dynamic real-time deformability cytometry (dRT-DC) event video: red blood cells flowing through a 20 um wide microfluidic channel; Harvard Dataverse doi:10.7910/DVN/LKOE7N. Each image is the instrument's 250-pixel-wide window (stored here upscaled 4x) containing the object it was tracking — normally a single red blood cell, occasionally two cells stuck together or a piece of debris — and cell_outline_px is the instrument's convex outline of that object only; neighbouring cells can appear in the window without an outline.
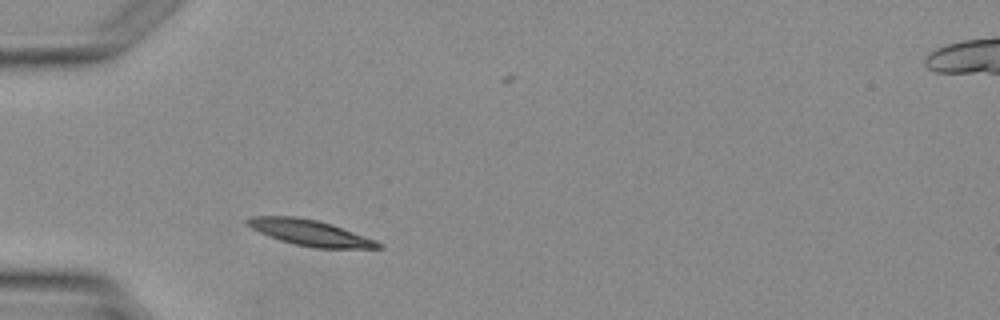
{"species": "Egyptian fruit bat (a non-hibernating species)", "species_latin": "Rousettus aegyptiacus", "temperature_condition": "warm", "stored_images_in_passage": 2, "camera_frame_rate_fps": 3000, "um_per_image_px": 0.085, "animal": {"sex": "female"}, "frame": {"image": 1, "passage_image": 1, "time_ms": 0.0, "image_size_px": [1000, 320], "cell_outline_px": [[384, 248], [312, 248], [280, 240], [268, 236], [244, 224], [244, 220], [252, 216], [292, 216], [316, 220], [332, 224], [376, 240], [384, 244]], "centroid_in_image_um": [26.36, 19.78], "position_along_channel_um": 58.6, "area_um2": 19.71}}